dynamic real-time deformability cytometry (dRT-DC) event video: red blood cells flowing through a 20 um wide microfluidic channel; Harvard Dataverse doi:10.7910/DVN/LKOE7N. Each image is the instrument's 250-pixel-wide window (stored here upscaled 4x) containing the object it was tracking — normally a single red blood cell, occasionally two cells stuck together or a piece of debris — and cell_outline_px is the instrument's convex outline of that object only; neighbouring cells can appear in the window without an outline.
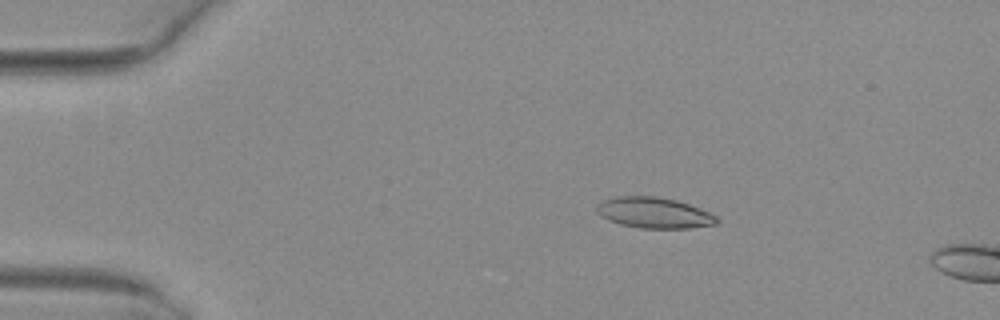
{"species": "common noctule bat (a hibernating species)", "species_latin": "Nyctalus noctula", "temperature_condition": "warm", "stored_images_in_passage": 12, "camera_frame_rate_fps": 3000, "um_per_image_px": 0.085, "animal": {"sex": "female", "body_mass_g": 29.2, "forearm_length_mm": 56.3}, "frame": {"image": 1, "passage_image": 9, "time_ms": 2.667, "image_size_px": [1000, 320], "cell_outline_px": [[720, 220], [716, 224], [688, 228], [640, 228], [620, 224], [608, 220], [600, 216], [596, 212], [596, 204], [604, 200], [616, 196], [656, 196], [676, 200], [700, 208], [716, 216]], "centroid_in_image_um": [55.57, 18.08], "position_along_channel_um": 29.4, "area_um2": 21.62}}